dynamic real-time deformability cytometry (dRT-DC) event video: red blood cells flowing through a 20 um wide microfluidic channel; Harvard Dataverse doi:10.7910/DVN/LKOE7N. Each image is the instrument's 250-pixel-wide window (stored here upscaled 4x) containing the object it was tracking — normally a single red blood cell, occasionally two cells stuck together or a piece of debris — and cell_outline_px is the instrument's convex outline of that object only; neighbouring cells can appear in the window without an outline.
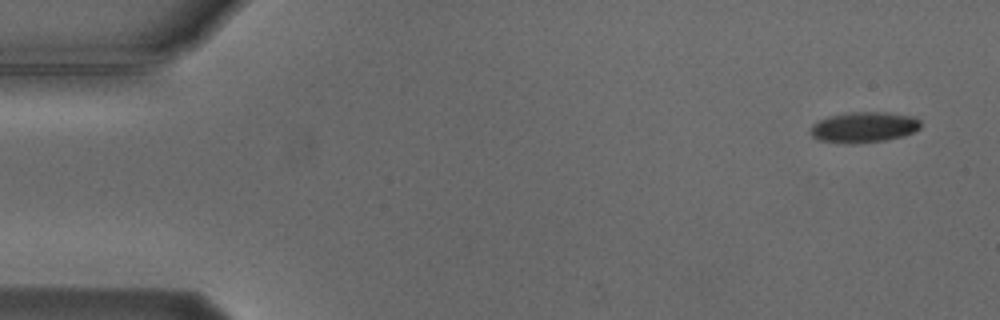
{"species": "Egyptian fruit bat (a non-hibernating species)", "species_latin": "Rousettus aegyptiacus", "temperature_condition": "cold", "stored_images_in_passage": 4, "camera_frame_rate_fps": 3000, "um_per_image_px": 0.085, "animal": {"sex": "male"}, "frame": {"image": 1, "passage_image": 1, "time_ms": 0.0, "image_size_px": [1000, 320], "cell_outline_px": [[920, 128], [904, 136], [884, 140], [852, 144], [848, 144], [816, 140], [812, 136], [812, 124], [828, 116], [848, 112], [880, 112], [912, 116], [920, 120]], "centroid_in_image_um": [73.4, 10.82], "position_along_channel_um": 11.6, "area_um2": 19.59}}